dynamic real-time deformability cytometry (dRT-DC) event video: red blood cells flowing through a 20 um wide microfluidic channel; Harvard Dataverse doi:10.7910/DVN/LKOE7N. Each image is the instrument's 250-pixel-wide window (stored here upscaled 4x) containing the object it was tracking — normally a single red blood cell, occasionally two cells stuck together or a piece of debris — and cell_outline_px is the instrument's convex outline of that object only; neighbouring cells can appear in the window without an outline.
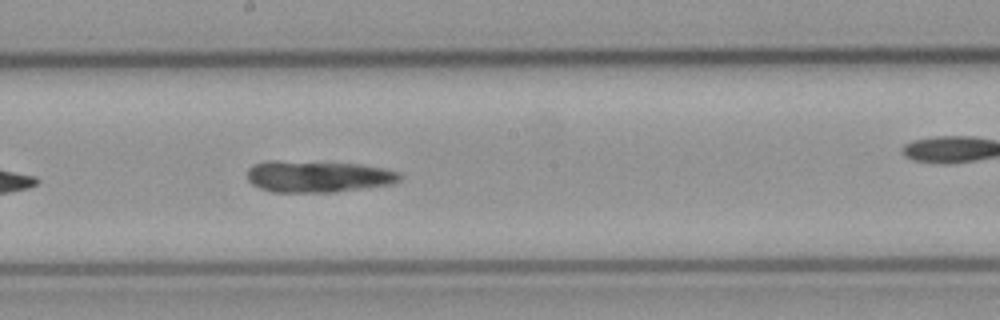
{"species": "common noctule bat (a hibernating species)", "species_latin": "Nyctalus noctula", "temperature_condition": "cold", "stored_images_in_passage": 36, "camera_frame_rate_fps": 3000, "um_per_image_px": 0.085, "animal": {"sex": "male", "body_mass_g": 23.1, "forearm_length_mm": 52.7}, "frame": {"image": 1, "passage_image": 16, "time_ms": 5.0, "image_size_px": [1000, 320], "cell_outline_px": [[404, 176], [400, 180], [392, 184], [336, 192], [272, 192], [260, 188], [252, 184], [248, 180], [248, 168], [252, 164], [264, 160], [276, 160], [360, 164], [384, 168], [400, 172]], "centroid_in_image_um": [27.02, 14.99], "position_along_channel_um": 221.2, "area_um2": 28.5}}